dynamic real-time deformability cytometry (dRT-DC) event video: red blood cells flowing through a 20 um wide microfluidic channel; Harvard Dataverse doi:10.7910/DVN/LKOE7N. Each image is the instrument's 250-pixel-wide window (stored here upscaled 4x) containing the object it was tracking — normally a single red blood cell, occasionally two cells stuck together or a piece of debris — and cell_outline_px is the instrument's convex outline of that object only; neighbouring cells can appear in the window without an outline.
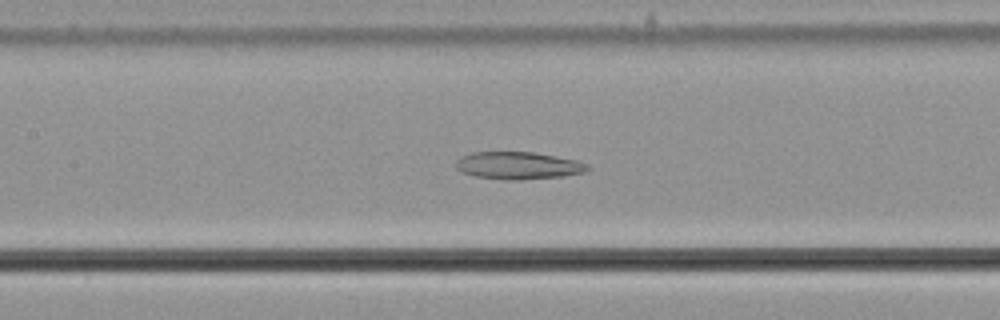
{"species": "common noctule bat (a hibernating species)", "species_latin": "Nyctalus noctula", "temperature_condition": "cold", "stored_images_in_passage": 59, "camera_frame_rate_fps": 3000, "um_per_image_px": 0.085, "animal": {"sex": "male", "body_mass_g": 21.5, "forearm_length_mm": 52.0}, "frame": {"image": 1, "passage_image": 28, "time_ms": 9.0, "image_size_px": [1000, 320], "cell_outline_px": [[592, 168], [584, 172], [564, 176], [516, 180], [504, 180], [476, 176], [460, 172], [456, 168], [456, 160], [460, 156], [472, 152], [532, 152], [556, 156], [576, 160], [588, 164]], "centroid_in_image_um": [44.04, 14.07], "position_along_channel_um": 163.4, "area_um2": 21.15}}
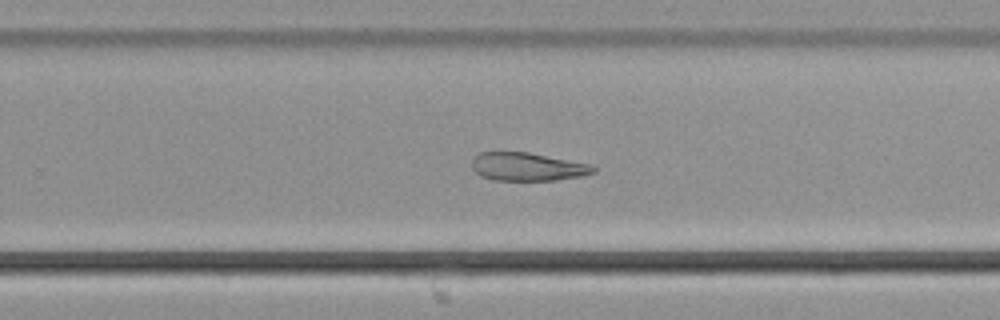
{"frame": {"image": 2, "passage_image": 38, "time_ms": 12.333, "image_size_px": [1000, 320], "cell_outline_px": [[596, 172], [580, 176], [556, 180], [492, 180], [480, 176], [472, 168], [472, 160], [480, 152], [528, 152], [592, 164], [596, 168]], "centroid_in_image_um": [44.85, 14.17], "position_along_channel_um": 285.0, "area_um2": 20.0}}
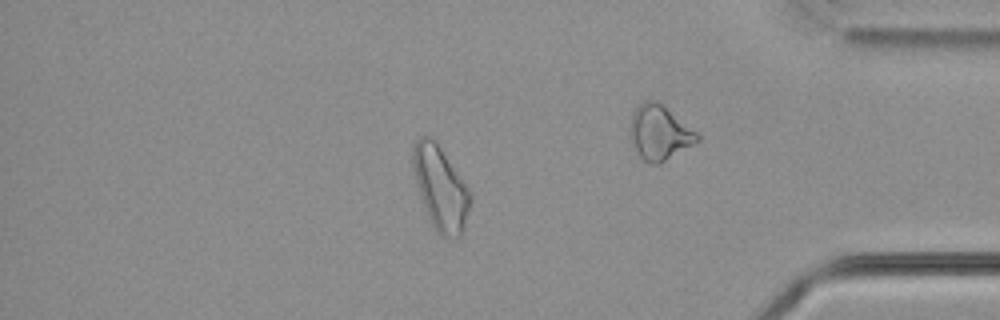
{"frame": {"image": 3, "passage_image": 50, "time_ms": 16.333, "image_size_px": [1000, 320], "cell_outline_px": [[472, 196], [464, 228], [460, 236], [440, 236], [432, 224], [428, 216], [420, 196], [412, 164], [412, 144], [420, 136], [432, 136], [472, 192]], "centroid_in_image_um": [37.44, 15.95], "position_along_channel_um": 397.8, "area_um2": 27.74}}